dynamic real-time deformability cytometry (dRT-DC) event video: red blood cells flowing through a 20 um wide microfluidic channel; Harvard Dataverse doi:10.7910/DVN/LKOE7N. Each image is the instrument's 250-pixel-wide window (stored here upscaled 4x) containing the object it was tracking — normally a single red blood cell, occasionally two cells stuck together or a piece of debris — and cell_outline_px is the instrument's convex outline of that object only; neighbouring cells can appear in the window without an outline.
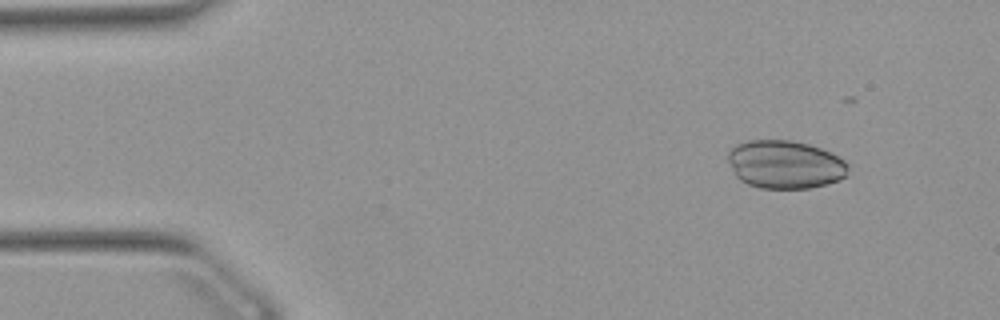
{"species": "Egyptian fruit bat (a non-hibernating species)", "species_latin": "Rousettus aegyptiacus", "temperature_condition": "warm", "stored_images_in_passage": 16, "camera_frame_rate_fps": 3000, "um_per_image_px": 0.085, "animal": {"sex": "female"}, "frame": {"image": 1, "passage_image": 5, "time_ms": 1.333, "image_size_px": [1000, 320], "cell_outline_px": [[848, 168], [844, 176], [840, 180], [808, 188], [760, 188], [748, 184], [740, 180], [736, 176], [728, 160], [728, 152], [736, 144], [748, 140], [792, 140], [808, 144], [820, 148], [844, 160], [848, 164]], "centroid_in_image_um": [66.7, 13.97], "position_along_channel_um": 18.3, "area_um2": 33.52}}